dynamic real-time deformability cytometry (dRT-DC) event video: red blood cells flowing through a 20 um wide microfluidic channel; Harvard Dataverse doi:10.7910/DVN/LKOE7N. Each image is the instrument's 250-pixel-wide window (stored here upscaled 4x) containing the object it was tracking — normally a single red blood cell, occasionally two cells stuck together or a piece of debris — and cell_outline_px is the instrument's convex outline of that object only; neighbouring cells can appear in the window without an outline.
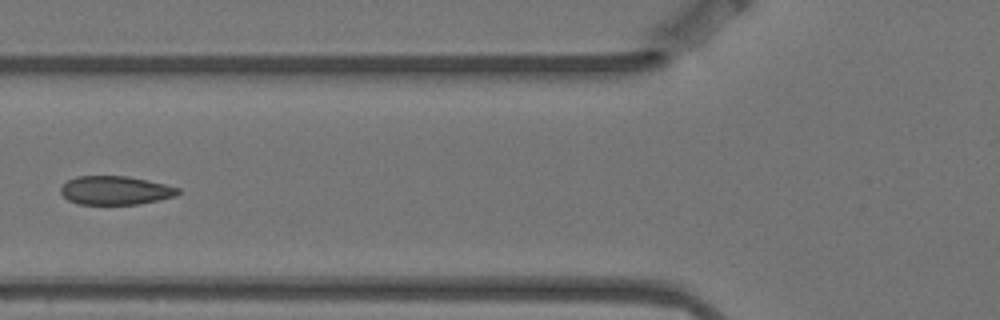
{"species": "Egyptian fruit bat (a non-hibernating species)", "species_latin": "Rousettus aegyptiacus", "temperature_condition": "warm", "stored_images_in_passage": 5, "camera_frame_rate_fps": 3000, "um_per_image_px": 0.085, "animal": {"sex": "female"}, "frame": {"image": 1, "passage_image": 5, "time_ms": 1.333, "image_size_px": [1000, 320], "cell_outline_px": [[180, 192], [176, 196], [160, 200], [136, 204], [80, 204], [68, 200], [60, 192], [60, 188], [68, 180], [76, 176], [128, 176], [148, 180], [180, 188]], "centroid_in_image_um": [9.82, 16.18], "position_along_channel_um": 116.0, "area_um2": 19.59}}